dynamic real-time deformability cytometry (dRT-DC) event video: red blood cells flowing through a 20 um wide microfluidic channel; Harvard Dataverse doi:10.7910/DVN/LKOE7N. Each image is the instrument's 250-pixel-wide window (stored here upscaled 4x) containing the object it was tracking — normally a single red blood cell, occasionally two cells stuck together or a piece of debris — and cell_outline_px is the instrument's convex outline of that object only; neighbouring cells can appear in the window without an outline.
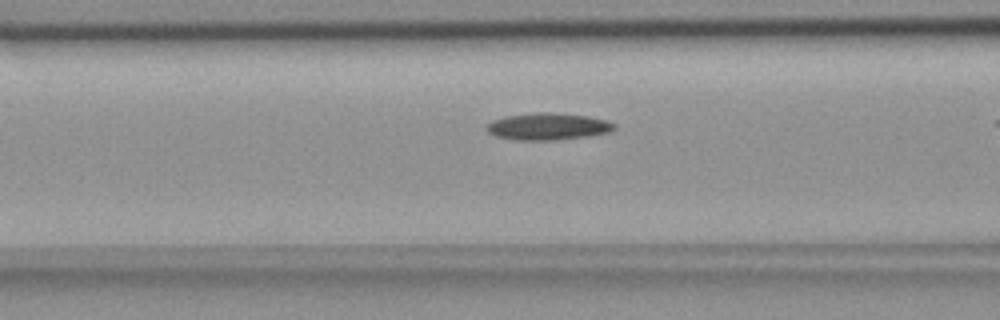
{"species": "common noctule bat (a hibernating species)", "species_latin": "Nyctalus noctula", "temperature_condition": "room temperature", "stored_images_in_passage": 29, "camera_frame_rate_fps": 3000, "um_per_image_px": 0.085, "animal": {"sex": "female", "body_mass_g": 18.4}, "frame": {"image": 1, "passage_image": 8, "time_ms": 2.333, "image_size_px": [1000, 320], "cell_outline_px": [[616, 128], [608, 132], [588, 136], [556, 140], [516, 140], [496, 136], [488, 132], [484, 128], [492, 120], [504, 116], [536, 112], [548, 112], [588, 116], [608, 120], [616, 124]], "centroid_in_image_um": [46.56, 10.75], "position_along_channel_um": 120.0, "area_um2": 20.17}}
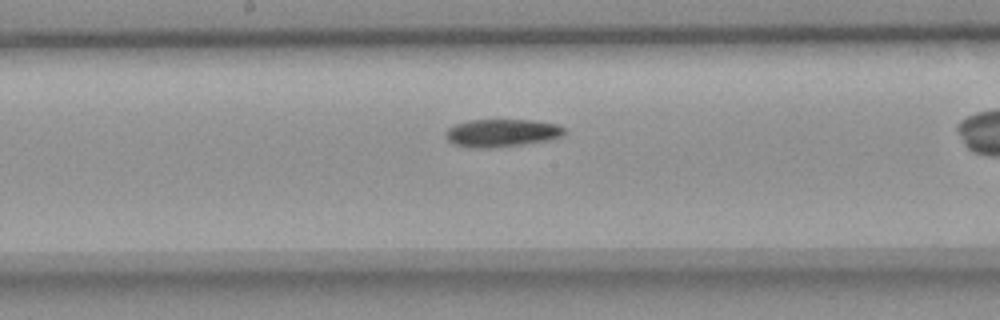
{"frame": {"image": 2, "passage_image": 15, "time_ms": 4.667, "image_size_px": [1000, 320], "cell_outline_px": [[568, 132], [564, 136], [548, 140], [524, 144], [488, 148], [472, 148], [452, 144], [444, 136], [444, 132], [448, 128], [456, 124], [468, 120], [532, 120], [556, 124], [564, 128]], "centroid_in_image_um": [42.64, 11.3], "position_along_channel_um": 205.6, "area_um2": 19.42}}
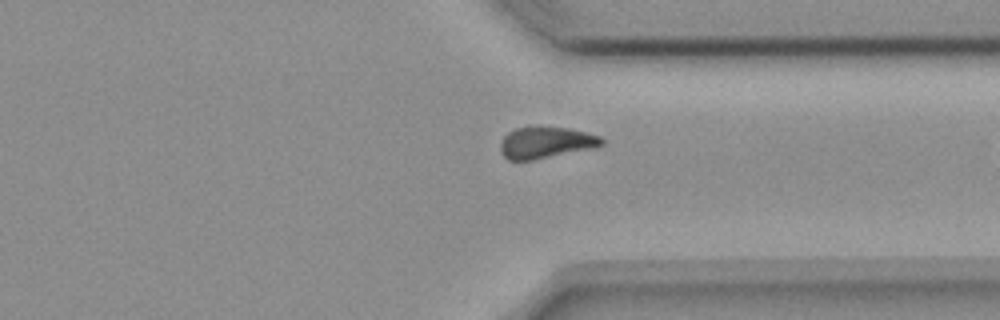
{"frame": {"image": 3, "passage_image": 28, "time_ms": 9.0, "image_size_px": [1000, 320], "cell_outline_px": [[604, 144], [588, 148], [532, 160], [508, 160], [504, 156], [500, 148], [500, 140], [508, 132], [516, 128], [540, 124], [568, 128], [588, 132], [600, 136], [604, 140]], "centroid_in_image_um": [46.35, 12.06], "position_along_channel_um": 365.0, "area_um2": 18.79}}